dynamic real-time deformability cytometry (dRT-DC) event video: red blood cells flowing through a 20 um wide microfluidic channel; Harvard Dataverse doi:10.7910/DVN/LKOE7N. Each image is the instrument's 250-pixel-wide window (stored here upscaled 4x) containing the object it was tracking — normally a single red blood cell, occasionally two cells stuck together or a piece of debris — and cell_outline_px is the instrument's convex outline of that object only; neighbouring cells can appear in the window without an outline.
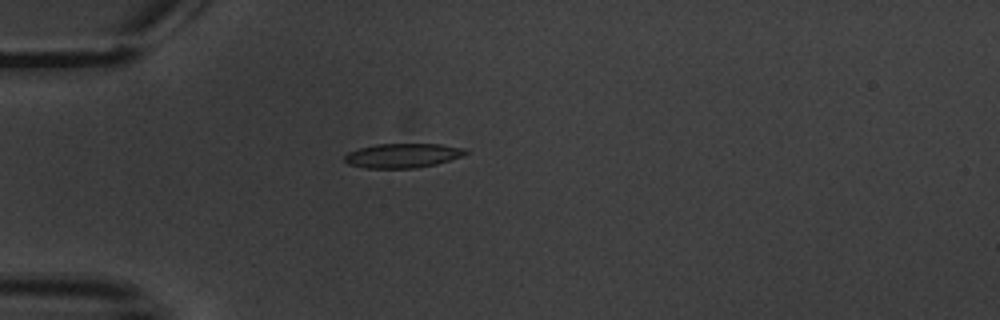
{"species": "common noctule bat (a hibernating species)", "species_latin": "Nyctalus noctula", "temperature_condition": "warm", "stored_images_in_passage": 6, "camera_frame_rate_fps": 3000, "um_per_image_px": 0.085, "animal": {"sex": "male", "body_mass_g": 20.1, "forearm_length_mm": 53.5}, "frame": {"image": 1, "passage_image": 5, "time_ms": 5.0, "image_size_px": [1000, 320], "cell_outline_px": [[468, 152], [460, 156], [436, 164], [416, 168], [364, 168], [348, 164], [344, 160], [344, 156], [348, 152], [360, 148], [376, 144], [440, 144], [464, 148]], "centroid_in_image_um": [34.18, 13.22], "position_along_channel_um": 50.8, "area_um2": 17.05}}